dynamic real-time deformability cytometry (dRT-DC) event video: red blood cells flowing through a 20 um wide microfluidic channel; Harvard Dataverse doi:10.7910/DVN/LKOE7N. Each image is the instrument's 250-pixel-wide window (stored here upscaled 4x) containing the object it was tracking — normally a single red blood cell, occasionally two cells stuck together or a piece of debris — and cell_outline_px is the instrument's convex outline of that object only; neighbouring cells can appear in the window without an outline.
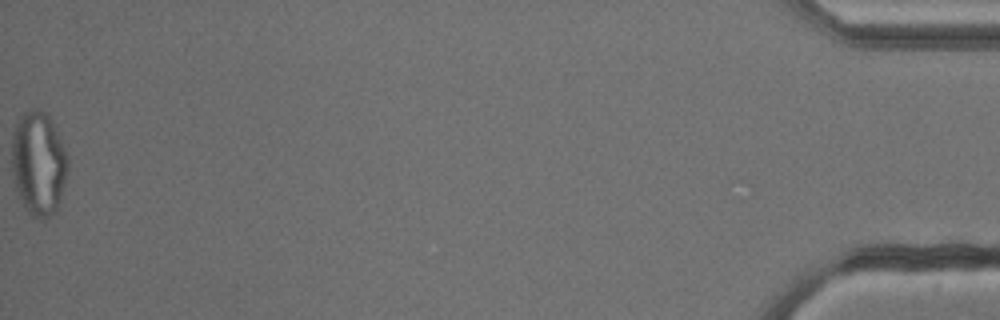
{"species": "common noctule bat (a hibernating species)", "species_latin": "Nyctalus noctula", "temperature_condition": "cold", "stored_images_in_passage": 49, "camera_frame_rate_fps": 3000, "um_per_image_px": 0.085, "animal": {"sex": "male", "body_mass_g": 13.3}, "frame": {"image": 1, "passage_image": 49, "time_ms": 16.0, "image_size_px": [1000, 320], "cell_outline_px": [[68, 168], [60, 200], [56, 208], [48, 216], [40, 220], [32, 216], [24, 208], [16, 192], [12, 176], [12, 128], [16, 120], [24, 112], [32, 108], [36, 108], [48, 112], [68, 156]], "centroid_in_image_um": [3.24, 13.84], "position_along_channel_um": 432.0, "area_um2": 34.45}, "authors_computed_cell_mechanics": {"area_um2": 28.7844, "velocity_mm_per_s": 3.8234, "shape_relaxation_time_tau1_ms": null, "shape_relaxation_time_tau2_ms": 1.4545, "deformation_change_tau1": null, "deformation_change_tau2": 0.1005}}